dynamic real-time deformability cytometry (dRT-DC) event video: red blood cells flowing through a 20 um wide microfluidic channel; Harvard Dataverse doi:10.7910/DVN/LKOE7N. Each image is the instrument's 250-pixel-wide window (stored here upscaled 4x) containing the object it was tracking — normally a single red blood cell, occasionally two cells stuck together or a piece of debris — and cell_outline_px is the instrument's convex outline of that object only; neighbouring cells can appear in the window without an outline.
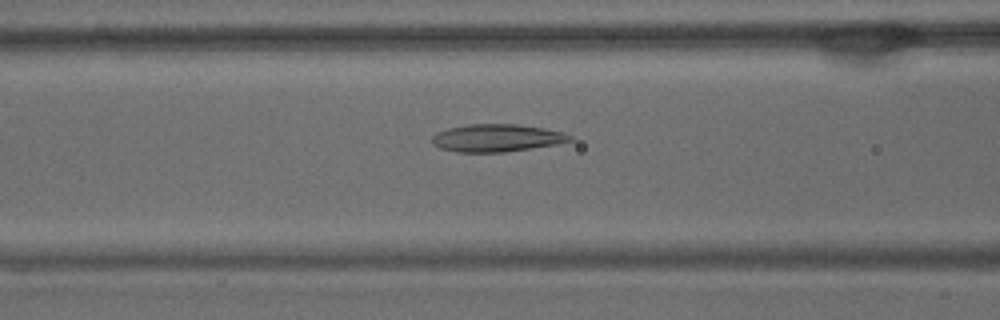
{"species": "common noctule bat (a hibernating species)", "species_latin": "Nyctalus noctula", "temperature_condition": "warm", "stored_images_in_passage": 53, "camera_frame_rate_fps": 3000, "um_per_image_px": 0.085, "animal": {"sex": "male", "body_mass_g": 15.6}, "frame": {"image": 1, "passage_image": 21, "time_ms": 6.667, "image_size_px": [1000, 320], "cell_outline_px": [[576, 140], [556, 144], [504, 152], [456, 152], [440, 148], [432, 144], [432, 136], [436, 132], [448, 128], [468, 124], [516, 124], [544, 128], [560, 132], [572, 136]], "centroid_in_image_um": [42.2, 11.72], "position_along_channel_um": 124.4, "area_um2": 22.14}}
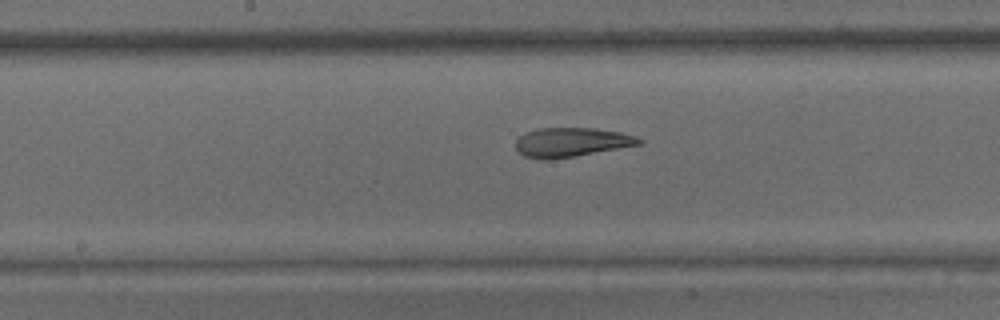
{"frame": {"image": 2, "passage_image": 27, "time_ms": 8.667, "image_size_px": [1000, 320], "cell_outline_px": [[644, 144], [576, 156], [548, 160], [540, 160], [524, 156], [516, 148], [516, 140], [524, 132], [540, 128], [596, 128], [620, 132], [636, 136], [644, 140]], "centroid_in_image_um": [48.6, 12.09], "position_along_channel_um": 199.6, "area_um2": 21.27}}
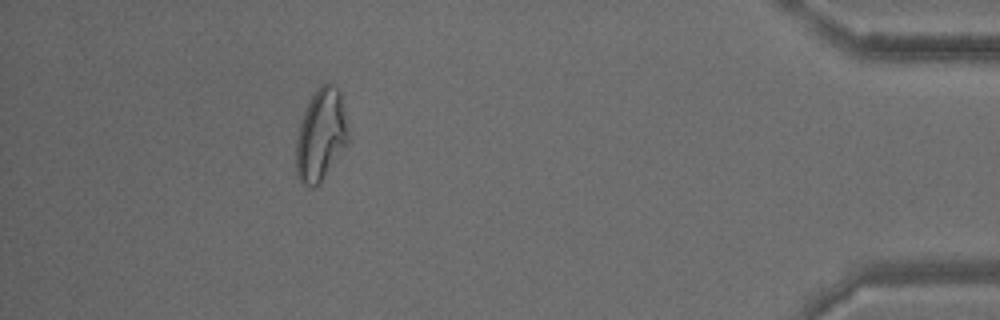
{"frame": {"image": 3, "passage_image": 48, "time_ms": 15.667, "image_size_px": [1000, 320], "cell_outline_px": [[348, 144], [320, 184], [312, 188], [304, 184], [300, 180], [296, 172], [296, 136], [304, 112], [316, 88], [320, 84], [332, 84], [340, 92], [348, 132]], "centroid_in_image_um": [27.27, 11.52], "position_along_channel_um": 407.9, "area_um2": 27.86}, "authors_computed_cell_mechanics": {"area_um2": 25.3164, "velocity_mm_per_s": 3.7573, "shape_relaxation_time_tau1_ms": null, "shape_relaxation_time_tau2_ms": 2.1329, "deformation_change_tau1": null, "deformation_change_tau2": 0.1112}}